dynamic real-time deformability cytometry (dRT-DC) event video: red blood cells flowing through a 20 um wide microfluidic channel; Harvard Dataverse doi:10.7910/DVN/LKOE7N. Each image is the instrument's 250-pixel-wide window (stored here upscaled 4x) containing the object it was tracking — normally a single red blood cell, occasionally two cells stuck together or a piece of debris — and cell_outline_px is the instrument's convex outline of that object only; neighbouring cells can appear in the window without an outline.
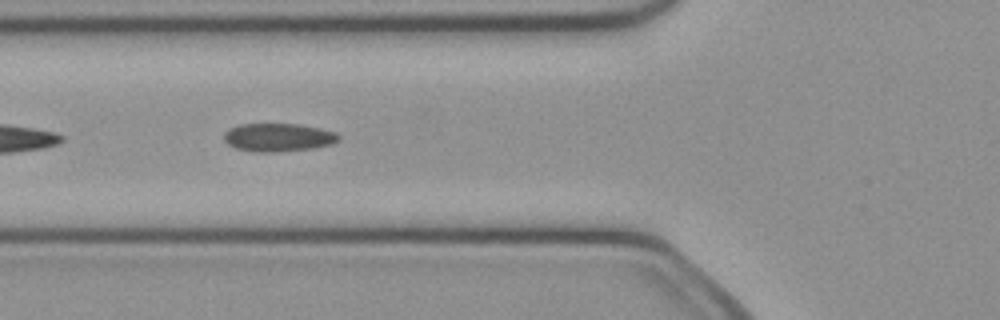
{"species": "common noctule bat (a hibernating species)", "species_latin": "Nyctalus noctula", "temperature_condition": "cold", "stored_images_in_passage": 19, "camera_frame_rate_fps": 3000, "um_per_image_px": 0.085, "animal": {"sex": "female", "body_mass_g": 21.9}, "frame": {"image": 1, "passage_image": 11, "time_ms": 3.333, "image_size_px": [1000, 320], "cell_outline_px": [[340, 140], [332, 144], [312, 148], [272, 152], [260, 152], [236, 148], [228, 144], [224, 140], [224, 132], [240, 124], [300, 124], [320, 128], [336, 132], [340, 136]], "centroid_in_image_um": [23.68, 11.67], "position_along_channel_um": 102.1, "area_um2": 18.73}}
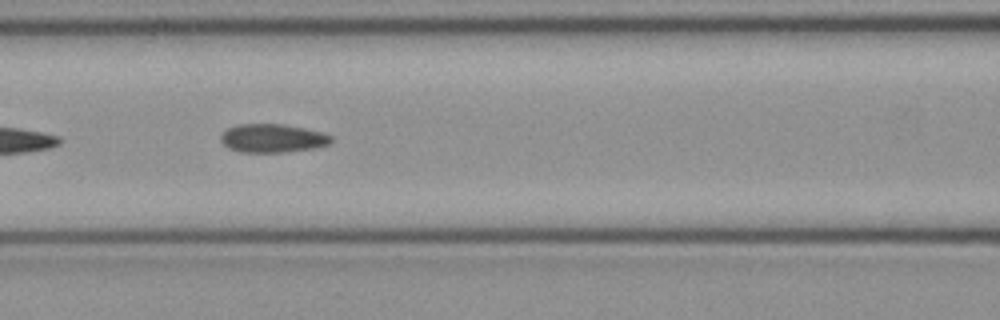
{"frame": {"image": 2, "passage_image": 14, "time_ms": 4.333, "image_size_px": [1000, 320], "cell_outline_px": [[332, 140], [328, 144], [316, 148], [284, 152], [240, 152], [228, 148], [220, 140], [220, 136], [228, 128], [236, 124], [284, 124], [324, 132], [332, 136]], "centroid_in_image_um": [23.17, 11.75], "position_along_channel_um": 143.4, "area_um2": 18.44}}